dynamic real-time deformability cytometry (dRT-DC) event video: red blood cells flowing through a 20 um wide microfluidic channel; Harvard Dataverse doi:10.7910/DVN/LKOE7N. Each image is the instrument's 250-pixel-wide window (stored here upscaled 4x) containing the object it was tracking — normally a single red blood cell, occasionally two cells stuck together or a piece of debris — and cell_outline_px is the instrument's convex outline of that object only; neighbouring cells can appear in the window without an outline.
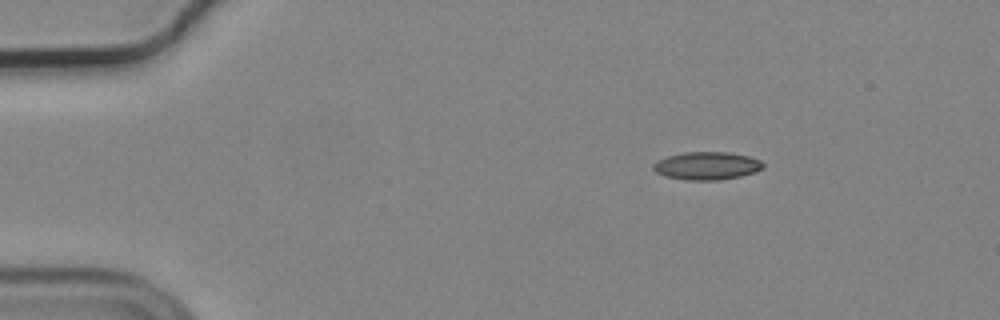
{"species": "common noctule bat (a hibernating species)", "species_latin": "Nyctalus noctula", "temperature_condition": "cold", "stored_images_in_passage": 48, "camera_frame_rate_fps": 3000, "um_per_image_px": 0.085, "animal": {"sex": "male", "body_mass_g": 19.2, "forearm_length_mm": 51.8}, "frame": {"image": 1, "passage_image": 1, "time_ms": 0.0, "image_size_px": [1000, 320], "cell_outline_px": [[764, 168], [756, 172], [740, 176], [720, 180], [684, 180], [664, 176], [656, 172], [652, 168], [652, 164], [656, 160], [668, 156], [684, 152], [728, 152], [748, 156], [760, 160], [764, 164]], "centroid_in_image_um": [60.07, 14.09], "position_along_channel_um": 24.9, "area_um2": 18.03}}
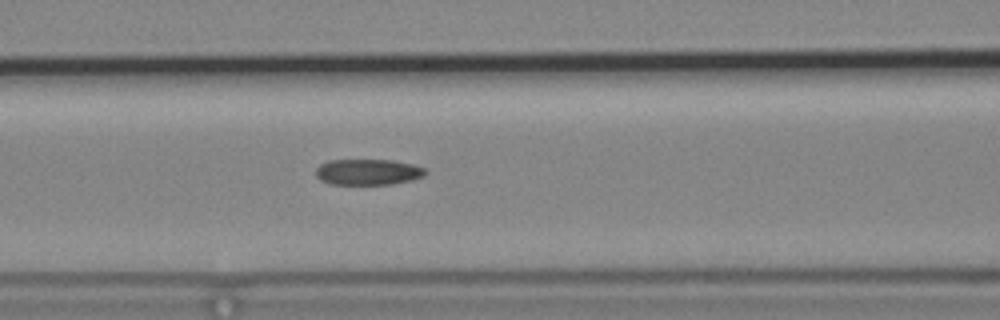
{"frame": {"image": 2, "passage_image": 16, "time_ms": 5.0, "image_size_px": [1000, 320], "cell_outline_px": [[428, 172], [424, 176], [412, 180], [392, 184], [328, 184], [320, 180], [316, 176], [316, 168], [320, 164], [328, 160], [392, 160], [412, 164], [424, 168]], "centroid_in_image_um": [31.27, 14.62], "position_along_channel_um": 135.3, "area_um2": 16.65}}
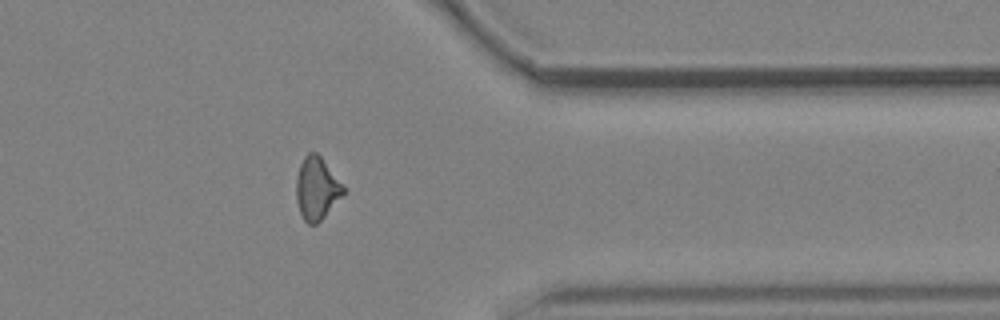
{"frame": {"image": 3, "passage_image": 37, "time_ms": 12.0, "image_size_px": [1000, 320], "cell_outline_px": [[344, 192], [324, 216], [316, 224], [308, 224], [304, 220], [300, 212], [296, 200], [296, 176], [300, 164], [304, 156], [308, 152], [316, 152], [320, 156], [344, 188]], "centroid_in_image_um": [26.86, 16.01], "position_along_channel_um": 384.5, "area_um2": 16.7}, "authors_computed_cell_mechanics": {"area_um2": 17.1088, "velocity_mm_per_s": 3.7235, "shape_relaxation_time_tau1_ms": null, "shape_relaxation_time_tau2_ms": 4.6218, "deformation_change_tau1": null, "deformation_change_tau2": 0.1278}}